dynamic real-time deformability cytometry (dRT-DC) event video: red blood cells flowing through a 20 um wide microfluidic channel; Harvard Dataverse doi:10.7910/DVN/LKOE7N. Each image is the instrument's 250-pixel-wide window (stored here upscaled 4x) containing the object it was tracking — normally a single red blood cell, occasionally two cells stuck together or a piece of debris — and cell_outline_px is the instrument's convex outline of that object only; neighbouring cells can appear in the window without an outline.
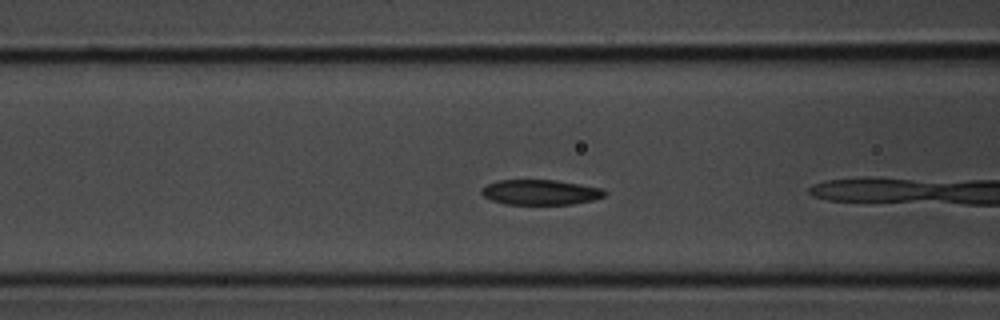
{"species": "common noctule bat (a hibernating species)", "species_latin": "Nyctalus noctula", "temperature_condition": "room temperature", "stored_images_in_passage": 10, "camera_frame_rate_fps": 3000, "um_per_image_px": 0.085, "animal": {"sex": "male", "body_mass_g": 20.1, "forearm_length_mm": 53.5}, "frame": {"image": 1, "passage_image": 9, "time_ms": 2.667, "image_size_px": [1000, 320], "cell_outline_px": [[608, 192], [604, 196], [592, 200], [572, 204], [504, 204], [492, 200], [484, 196], [480, 192], [480, 188], [496, 180], [556, 180], [604, 188]], "centroid_in_image_um": [45.94, 16.33], "position_along_channel_um": 120.7, "area_um2": 18.15}}